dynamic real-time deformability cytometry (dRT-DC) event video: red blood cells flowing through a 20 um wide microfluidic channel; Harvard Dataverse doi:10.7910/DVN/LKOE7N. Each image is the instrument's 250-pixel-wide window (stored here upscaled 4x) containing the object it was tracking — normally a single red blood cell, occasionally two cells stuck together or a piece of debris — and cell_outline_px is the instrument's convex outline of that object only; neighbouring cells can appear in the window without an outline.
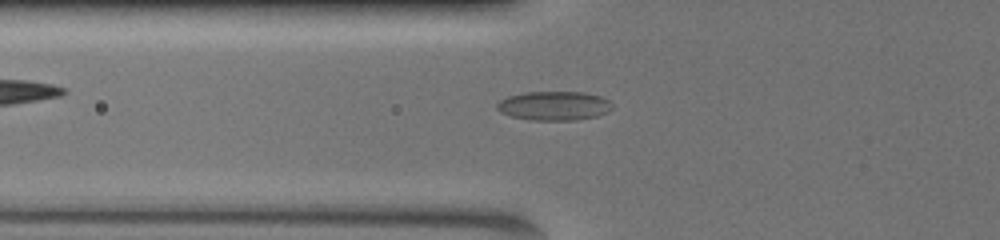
{"species": "common noctule bat (a hibernating species)", "species_latin": "Nyctalus noctula", "temperature_condition": "warm", "stored_images_in_passage": 44, "camera_frame_rate_fps": 3000, "um_per_image_px": 0.085, "animal": {"sex": "female", "body_mass_g": 19.5, "forearm_length_mm": 54.1}, "frame": {"image": 1, "passage_image": 7, "time_ms": 2.0, "image_size_px": [1000, 240], "cell_outline_px": [[612, 108], [608, 112], [596, 116], [576, 120], [532, 120], [512, 116], [500, 112], [496, 108], [496, 104], [500, 100], [508, 96], [524, 92], [584, 92], [600, 96], [608, 100], [612, 104]], "centroid_in_image_um": [47.09, 8.99], "position_along_channel_um": 78.7, "area_um2": 19.54}}
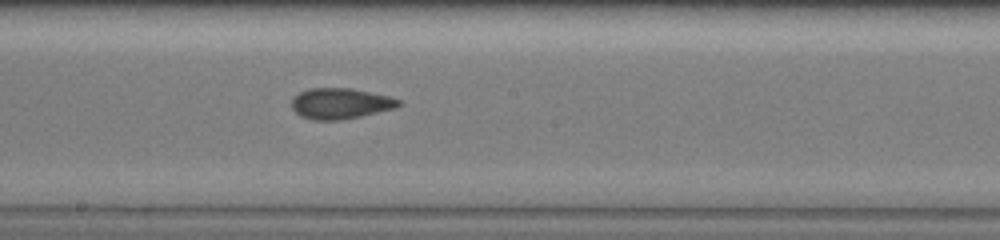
{"frame": {"image": 2, "passage_image": 19, "time_ms": 6.0, "image_size_px": [1000, 240], "cell_outline_px": [[404, 104], [396, 108], [344, 120], [312, 120], [300, 116], [292, 108], [292, 100], [300, 92], [308, 88], [352, 88], [388, 96], [400, 100]], "centroid_in_image_um": [28.96, 8.8], "position_along_channel_um": 219.2, "area_um2": 19.31}}
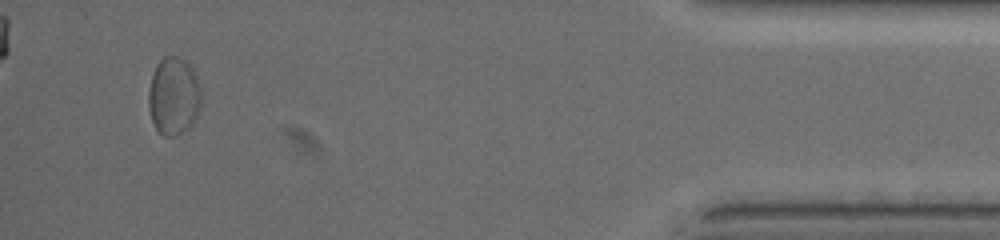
{"frame": {"image": 3, "passage_image": 41, "time_ms": 13.333, "image_size_px": [1000, 240], "cell_outline_px": [[200, 104], [196, 116], [192, 124], [188, 128], [176, 136], [164, 136], [156, 128], [152, 120], [148, 108], [148, 92], [152, 76], [156, 64], [164, 56], [176, 56], [184, 60], [196, 72], [200, 88]], "centroid_in_image_um": [14.75, 8.16], "position_along_channel_um": 420.4, "area_um2": 23.87}, "authors_computed_cell_mechanics": {"area_um2": 19.4208, "velocity_mm_per_s": 3.5274, "shape_relaxation_time_tau1_ms": null, "shape_relaxation_time_tau2_ms": 1.9684, "deformation_change_tau1": null, "deformation_change_tau2": 0.0661}}